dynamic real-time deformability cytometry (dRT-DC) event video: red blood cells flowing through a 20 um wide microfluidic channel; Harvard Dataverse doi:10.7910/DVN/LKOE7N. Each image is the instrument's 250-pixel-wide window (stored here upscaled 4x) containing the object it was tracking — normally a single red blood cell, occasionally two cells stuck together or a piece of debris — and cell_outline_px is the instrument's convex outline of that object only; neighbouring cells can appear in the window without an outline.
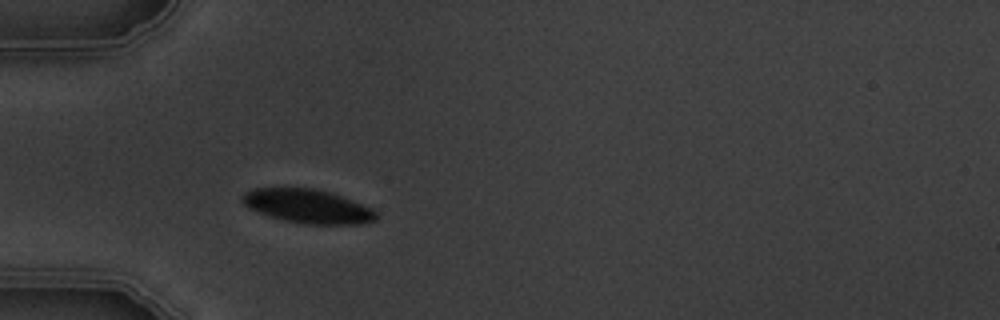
{"species": "common noctule bat (a hibernating species)", "species_latin": "Nyctalus noctula", "temperature_condition": "warm", "stored_images_in_passage": 3, "camera_frame_rate_fps": 3000, "um_per_image_px": 0.085, "animal": {"sex": "male", "body_mass_g": 19.5, "forearm_length_mm": 54.6}, "frame": {"image": 1, "passage_image": 3, "time_ms": 2.333, "image_size_px": [1000, 320], "cell_outline_px": [[376, 220], [360, 224], [304, 224], [284, 220], [260, 212], [244, 204], [240, 200], [240, 196], [244, 192], [256, 188], [312, 188], [328, 192], [340, 196], [372, 208], [376, 212]], "centroid_in_image_um": [26.15, 17.53], "position_along_channel_um": 58.9, "area_um2": 26.01}}